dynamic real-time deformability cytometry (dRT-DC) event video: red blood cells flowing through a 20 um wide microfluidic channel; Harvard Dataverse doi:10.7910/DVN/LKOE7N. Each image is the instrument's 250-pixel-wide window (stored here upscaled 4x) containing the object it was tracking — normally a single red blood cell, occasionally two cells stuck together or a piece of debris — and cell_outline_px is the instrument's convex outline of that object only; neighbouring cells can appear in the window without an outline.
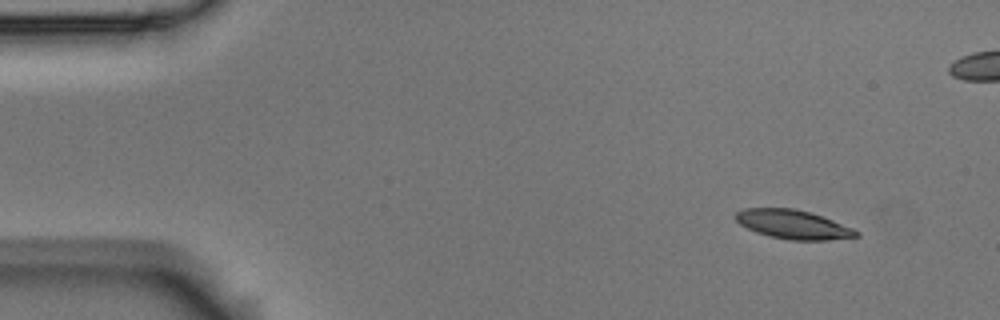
{"species": "Egyptian fruit bat (a non-hibernating species)", "species_latin": "Rousettus aegyptiacus", "temperature_condition": "room temperature", "stored_images_in_passage": 4, "camera_frame_rate_fps": 3000, "um_per_image_px": 0.085, "animal": {"sex": "male"}, "frame": {"image": 1, "passage_image": 1, "time_ms": 0.0, "image_size_px": [1000, 320], "cell_outline_px": [[860, 236], [828, 240], [792, 240], [768, 236], [756, 232], [740, 224], [736, 220], [736, 212], [744, 208], [792, 208], [808, 212], [832, 220], [852, 228], [860, 232]], "centroid_in_image_um": [67.41, 19.08], "position_along_channel_um": 17.6, "area_um2": 20.11}}